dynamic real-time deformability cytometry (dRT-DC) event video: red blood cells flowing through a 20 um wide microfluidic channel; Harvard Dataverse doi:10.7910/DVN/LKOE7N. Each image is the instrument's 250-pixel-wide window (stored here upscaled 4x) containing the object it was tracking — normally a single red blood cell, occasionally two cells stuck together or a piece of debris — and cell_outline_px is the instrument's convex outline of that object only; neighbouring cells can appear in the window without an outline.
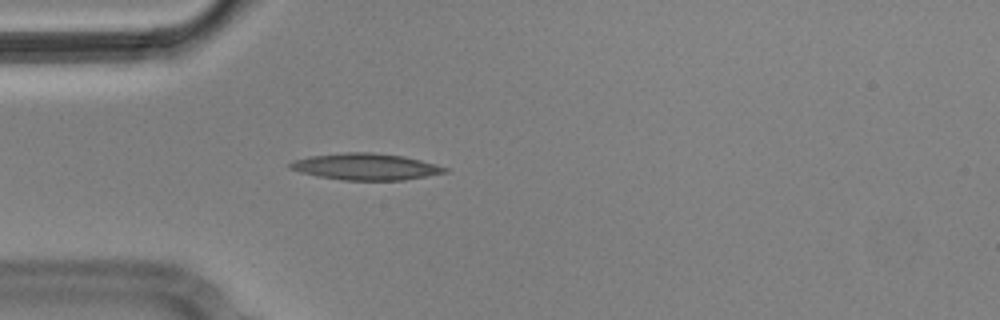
{"species": "Egyptian fruit bat (a non-hibernating species)", "species_latin": "Rousettus aegyptiacus", "temperature_condition": "cold", "stored_images_in_passage": 5, "camera_frame_rate_fps": 3000, "um_per_image_px": 0.085, "animal": {"sex": "male"}, "frame": {"image": 1, "passage_image": 5, "time_ms": 1.333, "image_size_px": [1000, 320], "cell_outline_px": [[448, 172], [428, 176], [404, 180], [344, 180], [316, 176], [300, 172], [288, 168], [288, 164], [292, 160], [308, 156], [344, 152], [372, 152], [404, 156], [420, 160], [448, 168]], "centroid_in_image_um": [31.04, 14.16], "position_along_channel_um": 54.0, "area_um2": 24.1}}